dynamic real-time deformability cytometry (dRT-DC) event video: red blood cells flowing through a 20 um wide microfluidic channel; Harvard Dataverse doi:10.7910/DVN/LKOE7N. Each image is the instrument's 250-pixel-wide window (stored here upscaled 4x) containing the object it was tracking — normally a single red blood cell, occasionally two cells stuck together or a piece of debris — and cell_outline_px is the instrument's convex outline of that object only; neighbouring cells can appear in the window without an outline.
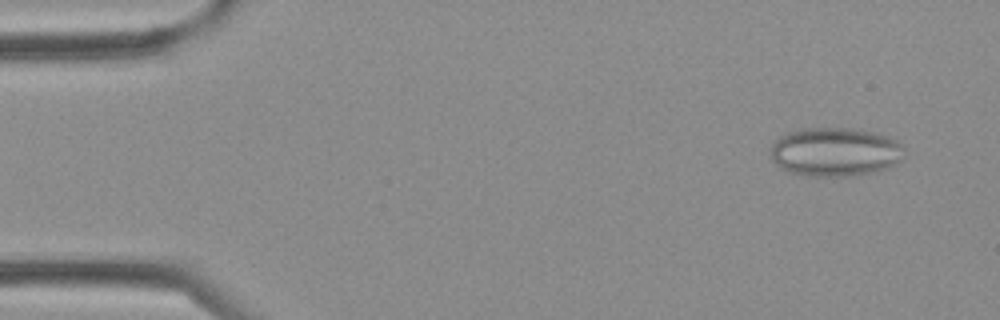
{"species": "Egyptian fruit bat (a non-hibernating species)", "species_latin": "Rousettus aegyptiacus", "temperature_condition": "cold", "stored_images_in_passage": 34, "camera_frame_rate_fps": 3000, "um_per_image_px": 0.085, "frame": {"image": 1, "passage_image": 1, "time_ms": 0.0, "image_size_px": [1000, 320], "cell_outline_px": [[904, 148], [900, 160], [888, 168], [856, 176], [804, 176], [788, 172], [776, 164], [772, 160], [772, 144], [784, 132], [804, 128], [860, 128], [876, 132], [896, 140]], "centroid_in_image_um": [70.97, 12.9], "position_along_channel_um": 14.0, "area_um2": 38.38}}
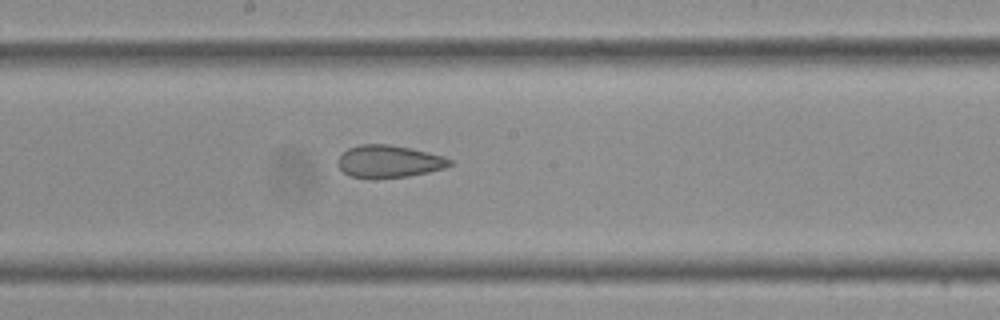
{"frame": {"image": 2, "passage_image": 17, "time_ms": 5.333, "image_size_px": [1000, 320], "cell_outline_px": [[452, 164], [444, 168], [428, 172], [408, 176], [376, 180], [372, 180], [352, 176], [344, 172], [336, 164], [336, 160], [348, 148], [360, 144], [388, 144], [412, 148], [444, 156], [452, 160]], "centroid_in_image_um": [33.04, 13.73], "position_along_channel_um": 215.2, "area_um2": 21.5}}
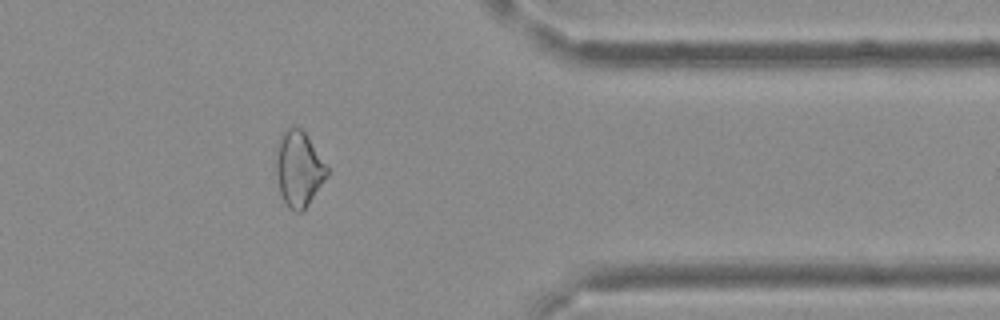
{"frame": {"image": 3, "passage_image": 27, "time_ms": 8.667, "image_size_px": [1000, 320], "cell_outline_px": [[328, 176], [304, 212], [296, 212], [288, 208], [280, 192], [276, 176], [276, 144], [280, 136], [292, 124], [300, 128], [304, 132], [328, 164]], "centroid_in_image_um": [25.41, 14.36], "position_along_channel_um": 386.0, "area_um2": 22.89}}